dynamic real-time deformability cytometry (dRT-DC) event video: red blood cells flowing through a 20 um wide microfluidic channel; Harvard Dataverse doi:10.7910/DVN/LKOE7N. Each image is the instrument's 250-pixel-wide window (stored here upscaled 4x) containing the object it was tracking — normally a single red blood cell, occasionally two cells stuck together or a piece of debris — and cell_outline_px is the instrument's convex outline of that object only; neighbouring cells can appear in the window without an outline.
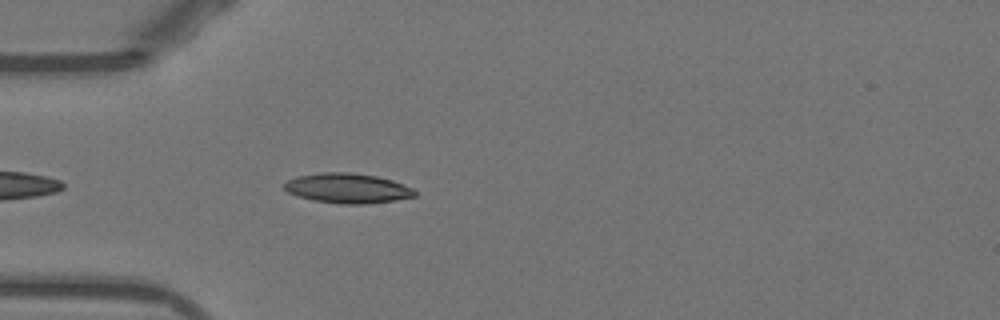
{"species": "Egyptian fruit bat (a non-hibernating species)", "species_latin": "Rousettus aegyptiacus", "temperature_condition": "warm", "stored_images_in_passage": 16, "camera_frame_rate_fps": 3000, "um_per_image_px": 0.085, "animal": {"sex": "female"}, "frame": {"image": 1, "passage_image": 4, "time_ms": 1.0, "image_size_px": [1000, 320], "cell_outline_px": [[416, 196], [396, 200], [364, 204], [340, 204], [312, 200], [288, 192], [284, 188], [284, 184], [288, 180], [296, 176], [320, 172], [352, 172], [376, 176], [392, 180], [404, 184], [412, 188], [416, 192]], "centroid_in_image_um": [29.55, 15.99], "position_along_channel_um": 55.5, "area_um2": 22.77}}
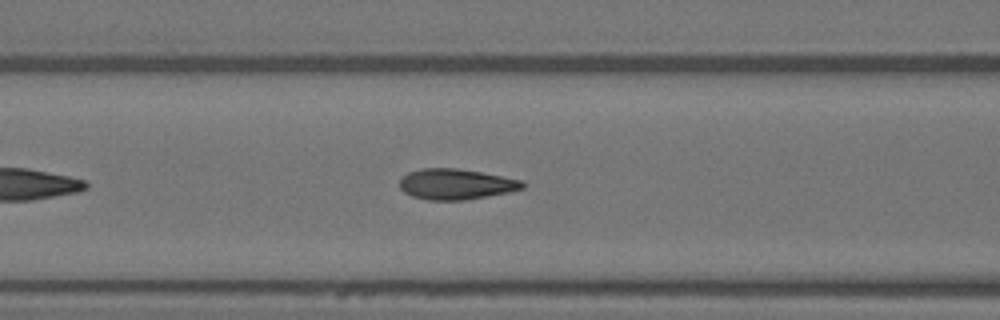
{"frame": {"image": 2, "passage_image": 10, "time_ms": 3.0, "image_size_px": [1000, 320], "cell_outline_px": [[524, 188], [508, 192], [464, 200], [428, 200], [412, 196], [404, 192], [400, 188], [400, 180], [408, 172], [420, 168], [456, 168], [480, 172], [524, 180]], "centroid_in_image_um": [38.74, 15.65], "position_along_channel_um": 127.9, "area_um2": 21.85}}
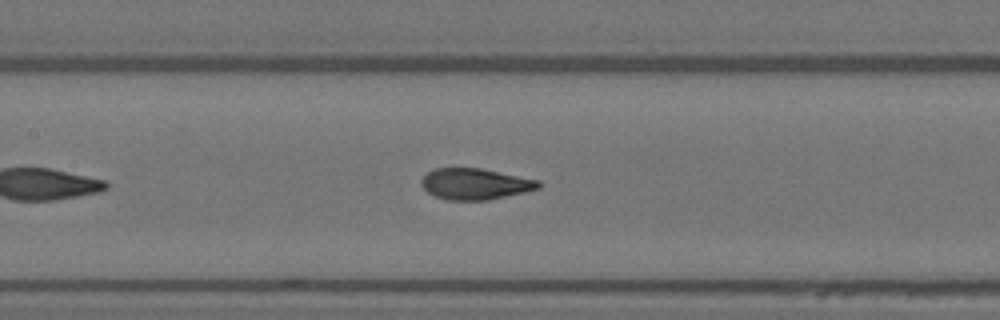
{"frame": {"image": 3, "passage_image": 13, "time_ms": 4.0, "image_size_px": [1000, 320], "cell_outline_px": [[544, 184], [540, 188], [524, 192], [488, 200], [448, 200], [432, 196], [420, 184], [420, 180], [428, 172], [436, 168], [480, 168], [540, 180]], "centroid_in_image_um": [40.4, 15.64], "position_along_channel_um": 167.0, "area_um2": 21.39}}